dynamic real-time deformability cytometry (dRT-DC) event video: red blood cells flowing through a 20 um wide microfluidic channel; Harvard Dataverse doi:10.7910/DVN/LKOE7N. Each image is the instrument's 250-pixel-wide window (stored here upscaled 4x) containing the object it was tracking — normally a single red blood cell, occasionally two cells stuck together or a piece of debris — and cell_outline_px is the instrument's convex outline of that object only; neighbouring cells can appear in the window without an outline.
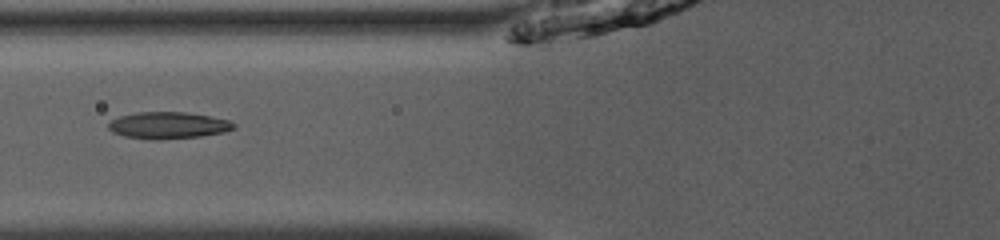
{"species": "common noctule bat (a hibernating species)", "species_latin": "Nyctalus noctula", "temperature_condition": "room temperature", "stored_images_in_passage": 33, "camera_frame_rate_fps": 3000, "um_per_image_px": 0.085, "animal": {"sex": "male", "body_mass_g": 13.0, "forearm_length_mm": 53.1}, "frame": {"image": 1, "passage_image": 6, "time_ms": 1.667, "image_size_px": [1000, 240], "cell_outline_px": [[236, 128], [224, 132], [200, 136], [160, 140], [152, 140], [124, 136], [112, 132], [108, 128], [108, 124], [112, 120], [120, 116], [136, 112], [184, 112], [208, 116], [228, 120], [236, 124]], "centroid_in_image_um": [14.28, 10.66], "position_along_channel_um": 111.5, "area_um2": 19.54}}
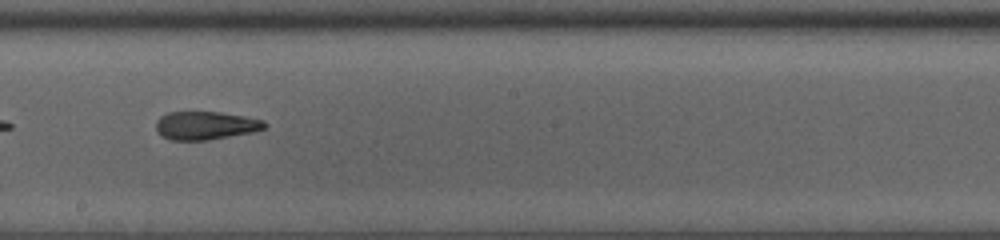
{"frame": {"image": 2, "passage_image": 15, "time_ms": 4.667, "image_size_px": [1000, 240], "cell_outline_px": [[268, 124], [264, 128], [252, 132], [208, 140], [172, 140], [160, 136], [156, 128], [156, 120], [160, 116], [168, 112], [220, 112], [244, 116], [264, 120]], "centroid_in_image_um": [17.45, 10.66], "position_along_channel_um": 230.7, "area_um2": 17.92}}
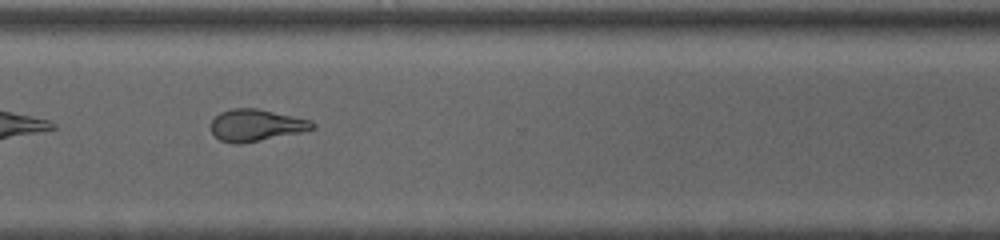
{"frame": {"image": 3, "passage_image": 24, "time_ms": 7.667, "image_size_px": [1000, 240], "cell_outline_px": [[316, 128], [300, 132], [240, 144], [236, 144], [220, 140], [212, 132], [212, 120], [220, 112], [232, 108], [256, 108], [312, 120], [316, 124]], "centroid_in_image_um": [21.78, 10.63], "position_along_channel_um": 348.8, "area_um2": 18.67}, "authors_computed_cell_mechanics": {"area_um2": 18.8428, "velocity_mm_per_s": 3.956, "shape_relaxation_time_tau1_ms": null, "shape_relaxation_time_tau2_ms": 3.199, "deformation_change_tau1": null, "deformation_change_tau2": 0.08}}